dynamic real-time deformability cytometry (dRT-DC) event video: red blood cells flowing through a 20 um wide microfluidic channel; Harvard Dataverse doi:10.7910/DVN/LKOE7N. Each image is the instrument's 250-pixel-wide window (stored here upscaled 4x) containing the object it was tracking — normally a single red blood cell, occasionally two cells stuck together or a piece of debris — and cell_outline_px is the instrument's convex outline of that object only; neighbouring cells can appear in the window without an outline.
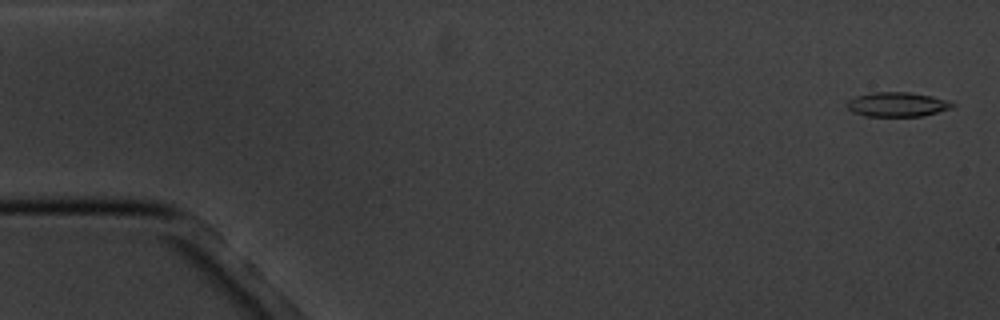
{"species": "common noctule bat (a hibernating species)", "species_latin": "Nyctalus noctula", "temperature_condition": "cold", "stored_images_in_passage": 6, "camera_frame_rate_fps": 3000, "um_per_image_px": 0.085, "animal": {"sex": "male", "body_mass_g": 20.1, "forearm_length_mm": 53.5}, "frame": {"image": 1, "passage_image": 1, "time_ms": 0.0, "image_size_px": [1000, 320], "cell_outline_px": [[956, 104], [952, 108], [924, 116], [864, 116], [852, 112], [848, 108], [848, 100], [856, 96], [872, 92], [908, 92], [932, 96], [948, 100]], "centroid_in_image_um": [76.29, 8.88], "position_along_channel_um": 8.7, "area_um2": 15.09}}
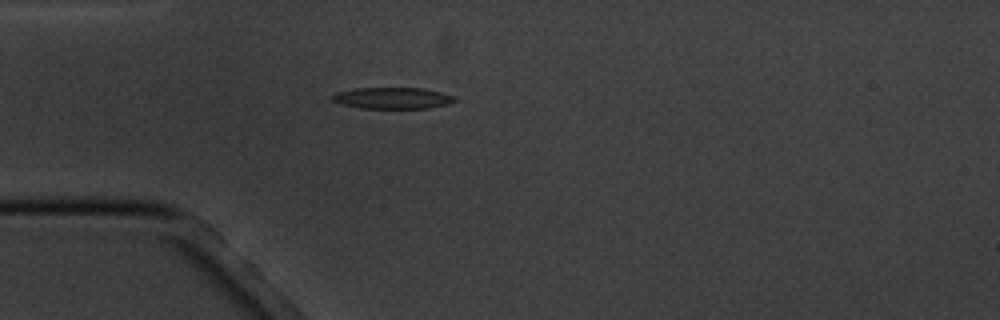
{"frame": {"image": 2, "passage_image": 5, "time_ms": 4.667, "image_size_px": [1000, 320], "cell_outline_px": [[456, 100], [448, 104], [428, 108], [360, 108], [340, 104], [332, 100], [328, 96], [336, 92], [356, 88], [424, 88], [440, 92], [452, 96]], "centroid_in_image_um": [33.29, 8.33], "position_along_channel_um": 51.7, "area_um2": 15.26}}